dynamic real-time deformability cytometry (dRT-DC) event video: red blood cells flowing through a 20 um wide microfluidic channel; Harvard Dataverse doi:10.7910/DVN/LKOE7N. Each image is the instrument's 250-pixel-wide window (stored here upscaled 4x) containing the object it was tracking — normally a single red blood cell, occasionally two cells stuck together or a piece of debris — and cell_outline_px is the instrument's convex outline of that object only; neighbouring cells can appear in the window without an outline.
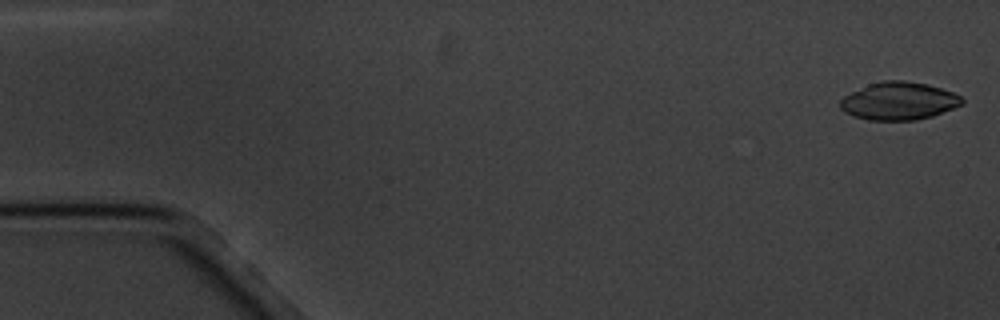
{"species": "common noctule bat (a hibernating species)", "species_latin": "Nyctalus noctula", "temperature_condition": "cold", "stored_images_in_passage": 5, "camera_frame_rate_fps": 3000, "um_per_image_px": 0.085, "animal": {"sex": "male", "body_mass_g": 20.1, "forearm_length_mm": 53.5}, "frame": {"image": 1, "passage_image": 1, "time_ms": 0.0, "image_size_px": [1000, 320], "cell_outline_px": [[964, 104], [932, 116], [916, 120], [868, 120], [852, 116], [844, 112], [840, 108], [840, 100], [844, 96], [868, 84], [880, 80], [904, 80], [928, 84], [952, 92], [960, 96], [964, 100]], "centroid_in_image_um": [76.39, 8.58], "position_along_channel_um": 8.6, "area_um2": 26.93}}